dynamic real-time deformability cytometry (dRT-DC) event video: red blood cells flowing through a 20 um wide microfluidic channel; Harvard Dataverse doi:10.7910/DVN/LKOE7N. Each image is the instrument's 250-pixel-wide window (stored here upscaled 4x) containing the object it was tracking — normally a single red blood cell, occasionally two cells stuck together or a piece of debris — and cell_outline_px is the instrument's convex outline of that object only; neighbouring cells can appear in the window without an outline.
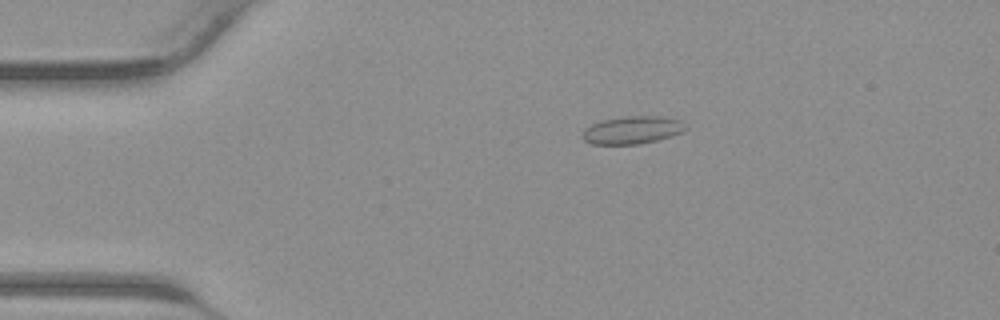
{"species": "common noctule bat (a hibernating species)", "species_latin": "Nyctalus noctula", "temperature_condition": "warm", "stored_images_in_passage": 41, "camera_frame_rate_fps": 3000, "um_per_image_px": 0.085, "animal": {"sex": "male", "body_mass_g": 23.1, "forearm_length_mm": 52.7}, "frame": {"image": 1, "passage_image": 8, "time_ms": 2.333, "image_size_px": [1000, 320], "cell_outline_px": [[688, 128], [672, 136], [640, 144], [592, 144], [584, 140], [580, 136], [584, 128], [592, 124], [604, 120], [628, 116], [660, 116], [680, 120]], "centroid_in_image_um": [53.72, 11.06], "position_along_channel_um": 31.3, "area_um2": 16.59}}
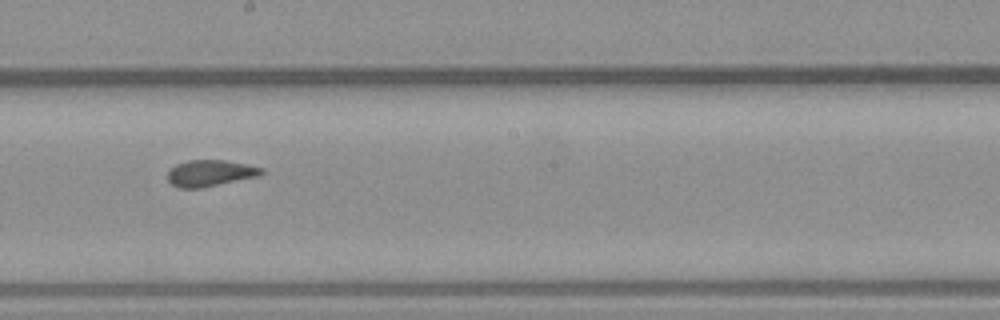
{"frame": {"image": 2, "passage_image": 23, "time_ms": 7.333, "image_size_px": [1000, 320], "cell_outline_px": [[264, 172], [256, 176], [200, 188], [180, 188], [172, 184], [168, 180], [168, 172], [176, 164], [188, 160], [224, 160], [248, 164], [264, 168]], "centroid_in_image_um": [17.85, 14.7], "position_along_channel_um": 230.3, "area_um2": 14.22}}
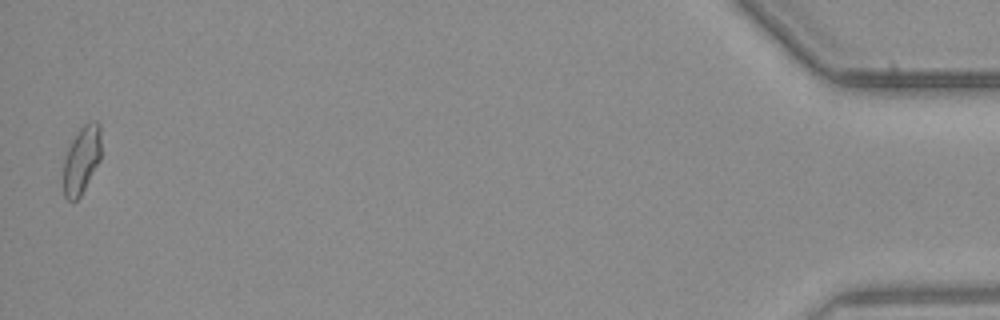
{"frame": {"image": 3, "passage_image": 41, "time_ms": 13.333, "image_size_px": [1000, 320], "cell_outline_px": [[100, 160], [80, 196], [76, 200], [68, 200], [64, 196], [64, 160], [68, 148], [72, 140], [80, 128], [84, 124], [92, 120], [96, 120], [100, 124]], "centroid_in_image_um": [6.94, 13.56], "position_along_channel_um": 428.3, "area_um2": 14.68}}